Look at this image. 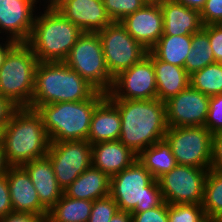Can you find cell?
I'll use <instances>...</instances> for the list:
<instances>
[{
  "label": "cell",
  "mask_w": 222,
  "mask_h": 222,
  "mask_svg": "<svg viewBox=\"0 0 222 222\" xmlns=\"http://www.w3.org/2000/svg\"><path fill=\"white\" fill-rule=\"evenodd\" d=\"M4 130L5 126L0 125V148H3L4 146Z\"/></svg>",
  "instance_id": "obj_47"
},
{
  "label": "cell",
  "mask_w": 222,
  "mask_h": 222,
  "mask_svg": "<svg viewBox=\"0 0 222 222\" xmlns=\"http://www.w3.org/2000/svg\"><path fill=\"white\" fill-rule=\"evenodd\" d=\"M61 0H38L42 7H55Z\"/></svg>",
  "instance_id": "obj_46"
},
{
  "label": "cell",
  "mask_w": 222,
  "mask_h": 222,
  "mask_svg": "<svg viewBox=\"0 0 222 222\" xmlns=\"http://www.w3.org/2000/svg\"><path fill=\"white\" fill-rule=\"evenodd\" d=\"M37 10L38 7L30 0H0V37L26 43Z\"/></svg>",
  "instance_id": "obj_15"
},
{
  "label": "cell",
  "mask_w": 222,
  "mask_h": 222,
  "mask_svg": "<svg viewBox=\"0 0 222 222\" xmlns=\"http://www.w3.org/2000/svg\"><path fill=\"white\" fill-rule=\"evenodd\" d=\"M106 97L97 91L90 99L41 105L37 111L50 142L87 140L93 111Z\"/></svg>",
  "instance_id": "obj_5"
},
{
  "label": "cell",
  "mask_w": 222,
  "mask_h": 222,
  "mask_svg": "<svg viewBox=\"0 0 222 222\" xmlns=\"http://www.w3.org/2000/svg\"><path fill=\"white\" fill-rule=\"evenodd\" d=\"M216 221H217V222H222V214L219 215V216L216 218Z\"/></svg>",
  "instance_id": "obj_50"
},
{
  "label": "cell",
  "mask_w": 222,
  "mask_h": 222,
  "mask_svg": "<svg viewBox=\"0 0 222 222\" xmlns=\"http://www.w3.org/2000/svg\"><path fill=\"white\" fill-rule=\"evenodd\" d=\"M200 18L203 26L219 24L222 21V0H206Z\"/></svg>",
  "instance_id": "obj_36"
},
{
  "label": "cell",
  "mask_w": 222,
  "mask_h": 222,
  "mask_svg": "<svg viewBox=\"0 0 222 222\" xmlns=\"http://www.w3.org/2000/svg\"><path fill=\"white\" fill-rule=\"evenodd\" d=\"M13 212L43 214L48 210L40 203L29 174L22 166H10L5 174Z\"/></svg>",
  "instance_id": "obj_18"
},
{
  "label": "cell",
  "mask_w": 222,
  "mask_h": 222,
  "mask_svg": "<svg viewBox=\"0 0 222 222\" xmlns=\"http://www.w3.org/2000/svg\"><path fill=\"white\" fill-rule=\"evenodd\" d=\"M13 212L6 175L0 177V218Z\"/></svg>",
  "instance_id": "obj_39"
},
{
  "label": "cell",
  "mask_w": 222,
  "mask_h": 222,
  "mask_svg": "<svg viewBox=\"0 0 222 222\" xmlns=\"http://www.w3.org/2000/svg\"><path fill=\"white\" fill-rule=\"evenodd\" d=\"M201 205L207 218L216 219L222 214V171L209 169Z\"/></svg>",
  "instance_id": "obj_30"
},
{
  "label": "cell",
  "mask_w": 222,
  "mask_h": 222,
  "mask_svg": "<svg viewBox=\"0 0 222 222\" xmlns=\"http://www.w3.org/2000/svg\"><path fill=\"white\" fill-rule=\"evenodd\" d=\"M108 99L149 100L157 98V85L152 60L146 55L129 69L114 77Z\"/></svg>",
  "instance_id": "obj_13"
},
{
  "label": "cell",
  "mask_w": 222,
  "mask_h": 222,
  "mask_svg": "<svg viewBox=\"0 0 222 222\" xmlns=\"http://www.w3.org/2000/svg\"><path fill=\"white\" fill-rule=\"evenodd\" d=\"M39 61L26 43H18L0 68V95L17 107H30Z\"/></svg>",
  "instance_id": "obj_7"
},
{
  "label": "cell",
  "mask_w": 222,
  "mask_h": 222,
  "mask_svg": "<svg viewBox=\"0 0 222 222\" xmlns=\"http://www.w3.org/2000/svg\"><path fill=\"white\" fill-rule=\"evenodd\" d=\"M204 222H217L216 219L207 218Z\"/></svg>",
  "instance_id": "obj_49"
},
{
  "label": "cell",
  "mask_w": 222,
  "mask_h": 222,
  "mask_svg": "<svg viewBox=\"0 0 222 222\" xmlns=\"http://www.w3.org/2000/svg\"><path fill=\"white\" fill-rule=\"evenodd\" d=\"M83 31L55 7L37 10L26 44L39 62H64Z\"/></svg>",
  "instance_id": "obj_2"
},
{
  "label": "cell",
  "mask_w": 222,
  "mask_h": 222,
  "mask_svg": "<svg viewBox=\"0 0 222 222\" xmlns=\"http://www.w3.org/2000/svg\"><path fill=\"white\" fill-rule=\"evenodd\" d=\"M191 46L184 63V68L189 75L215 62L208 34L203 29L192 34Z\"/></svg>",
  "instance_id": "obj_28"
},
{
  "label": "cell",
  "mask_w": 222,
  "mask_h": 222,
  "mask_svg": "<svg viewBox=\"0 0 222 222\" xmlns=\"http://www.w3.org/2000/svg\"><path fill=\"white\" fill-rule=\"evenodd\" d=\"M18 107L8 98L0 95V125L6 126Z\"/></svg>",
  "instance_id": "obj_41"
},
{
  "label": "cell",
  "mask_w": 222,
  "mask_h": 222,
  "mask_svg": "<svg viewBox=\"0 0 222 222\" xmlns=\"http://www.w3.org/2000/svg\"><path fill=\"white\" fill-rule=\"evenodd\" d=\"M110 222H132V215L130 212L118 210Z\"/></svg>",
  "instance_id": "obj_44"
},
{
  "label": "cell",
  "mask_w": 222,
  "mask_h": 222,
  "mask_svg": "<svg viewBox=\"0 0 222 222\" xmlns=\"http://www.w3.org/2000/svg\"><path fill=\"white\" fill-rule=\"evenodd\" d=\"M119 110V141L137 155L165 138L168 129L165 102L149 100L109 99Z\"/></svg>",
  "instance_id": "obj_1"
},
{
  "label": "cell",
  "mask_w": 222,
  "mask_h": 222,
  "mask_svg": "<svg viewBox=\"0 0 222 222\" xmlns=\"http://www.w3.org/2000/svg\"><path fill=\"white\" fill-rule=\"evenodd\" d=\"M190 86L206 96L222 94V64L214 62L190 75Z\"/></svg>",
  "instance_id": "obj_29"
},
{
  "label": "cell",
  "mask_w": 222,
  "mask_h": 222,
  "mask_svg": "<svg viewBox=\"0 0 222 222\" xmlns=\"http://www.w3.org/2000/svg\"><path fill=\"white\" fill-rule=\"evenodd\" d=\"M106 12L114 22L140 10L149 0H102Z\"/></svg>",
  "instance_id": "obj_32"
},
{
  "label": "cell",
  "mask_w": 222,
  "mask_h": 222,
  "mask_svg": "<svg viewBox=\"0 0 222 222\" xmlns=\"http://www.w3.org/2000/svg\"><path fill=\"white\" fill-rule=\"evenodd\" d=\"M0 222H50L49 214H31L12 212L9 215L0 218Z\"/></svg>",
  "instance_id": "obj_38"
},
{
  "label": "cell",
  "mask_w": 222,
  "mask_h": 222,
  "mask_svg": "<svg viewBox=\"0 0 222 222\" xmlns=\"http://www.w3.org/2000/svg\"><path fill=\"white\" fill-rule=\"evenodd\" d=\"M121 117L118 108L105 97L95 108L91 117L87 141L93 145L119 140Z\"/></svg>",
  "instance_id": "obj_22"
},
{
  "label": "cell",
  "mask_w": 222,
  "mask_h": 222,
  "mask_svg": "<svg viewBox=\"0 0 222 222\" xmlns=\"http://www.w3.org/2000/svg\"><path fill=\"white\" fill-rule=\"evenodd\" d=\"M147 56L152 60L157 85V98L167 101L190 85V75L184 67L158 60L150 51Z\"/></svg>",
  "instance_id": "obj_23"
},
{
  "label": "cell",
  "mask_w": 222,
  "mask_h": 222,
  "mask_svg": "<svg viewBox=\"0 0 222 222\" xmlns=\"http://www.w3.org/2000/svg\"><path fill=\"white\" fill-rule=\"evenodd\" d=\"M18 44V42L8 39H0V68L3 65L8 53Z\"/></svg>",
  "instance_id": "obj_42"
},
{
  "label": "cell",
  "mask_w": 222,
  "mask_h": 222,
  "mask_svg": "<svg viewBox=\"0 0 222 222\" xmlns=\"http://www.w3.org/2000/svg\"><path fill=\"white\" fill-rule=\"evenodd\" d=\"M178 3H181L189 8L201 11L206 3V0H174Z\"/></svg>",
  "instance_id": "obj_43"
},
{
  "label": "cell",
  "mask_w": 222,
  "mask_h": 222,
  "mask_svg": "<svg viewBox=\"0 0 222 222\" xmlns=\"http://www.w3.org/2000/svg\"><path fill=\"white\" fill-rule=\"evenodd\" d=\"M132 222H169L168 204L163 201L159 206L143 212H132Z\"/></svg>",
  "instance_id": "obj_35"
},
{
  "label": "cell",
  "mask_w": 222,
  "mask_h": 222,
  "mask_svg": "<svg viewBox=\"0 0 222 222\" xmlns=\"http://www.w3.org/2000/svg\"><path fill=\"white\" fill-rule=\"evenodd\" d=\"M55 8L83 32L97 33L113 22L102 0H61Z\"/></svg>",
  "instance_id": "obj_17"
},
{
  "label": "cell",
  "mask_w": 222,
  "mask_h": 222,
  "mask_svg": "<svg viewBox=\"0 0 222 222\" xmlns=\"http://www.w3.org/2000/svg\"><path fill=\"white\" fill-rule=\"evenodd\" d=\"M93 201L75 199L64 193L48 211L50 222H88Z\"/></svg>",
  "instance_id": "obj_27"
},
{
  "label": "cell",
  "mask_w": 222,
  "mask_h": 222,
  "mask_svg": "<svg viewBox=\"0 0 222 222\" xmlns=\"http://www.w3.org/2000/svg\"><path fill=\"white\" fill-rule=\"evenodd\" d=\"M158 2L163 14V35H192L203 28L199 11L174 0Z\"/></svg>",
  "instance_id": "obj_20"
},
{
  "label": "cell",
  "mask_w": 222,
  "mask_h": 222,
  "mask_svg": "<svg viewBox=\"0 0 222 222\" xmlns=\"http://www.w3.org/2000/svg\"><path fill=\"white\" fill-rule=\"evenodd\" d=\"M91 146L92 166L109 177L120 173L137 159V154L119 140L100 142Z\"/></svg>",
  "instance_id": "obj_21"
},
{
  "label": "cell",
  "mask_w": 222,
  "mask_h": 222,
  "mask_svg": "<svg viewBox=\"0 0 222 222\" xmlns=\"http://www.w3.org/2000/svg\"><path fill=\"white\" fill-rule=\"evenodd\" d=\"M64 62L97 91L107 94L111 90L114 78L108 71L98 33L83 32Z\"/></svg>",
  "instance_id": "obj_8"
},
{
  "label": "cell",
  "mask_w": 222,
  "mask_h": 222,
  "mask_svg": "<svg viewBox=\"0 0 222 222\" xmlns=\"http://www.w3.org/2000/svg\"><path fill=\"white\" fill-rule=\"evenodd\" d=\"M137 159L155 180L170 172L177 165L171 146L165 138L142 150L137 155Z\"/></svg>",
  "instance_id": "obj_25"
},
{
  "label": "cell",
  "mask_w": 222,
  "mask_h": 222,
  "mask_svg": "<svg viewBox=\"0 0 222 222\" xmlns=\"http://www.w3.org/2000/svg\"><path fill=\"white\" fill-rule=\"evenodd\" d=\"M32 1L38 8H41V5L38 3V0H30Z\"/></svg>",
  "instance_id": "obj_48"
},
{
  "label": "cell",
  "mask_w": 222,
  "mask_h": 222,
  "mask_svg": "<svg viewBox=\"0 0 222 222\" xmlns=\"http://www.w3.org/2000/svg\"><path fill=\"white\" fill-rule=\"evenodd\" d=\"M46 156L59 187L64 191L92 165V146L87 140L50 142Z\"/></svg>",
  "instance_id": "obj_12"
},
{
  "label": "cell",
  "mask_w": 222,
  "mask_h": 222,
  "mask_svg": "<svg viewBox=\"0 0 222 222\" xmlns=\"http://www.w3.org/2000/svg\"><path fill=\"white\" fill-rule=\"evenodd\" d=\"M169 222H204L207 217L201 204H168Z\"/></svg>",
  "instance_id": "obj_31"
},
{
  "label": "cell",
  "mask_w": 222,
  "mask_h": 222,
  "mask_svg": "<svg viewBox=\"0 0 222 222\" xmlns=\"http://www.w3.org/2000/svg\"><path fill=\"white\" fill-rule=\"evenodd\" d=\"M209 169L177 164L158 179L167 204H202Z\"/></svg>",
  "instance_id": "obj_11"
},
{
  "label": "cell",
  "mask_w": 222,
  "mask_h": 222,
  "mask_svg": "<svg viewBox=\"0 0 222 222\" xmlns=\"http://www.w3.org/2000/svg\"><path fill=\"white\" fill-rule=\"evenodd\" d=\"M10 165L7 163L4 148H0V177L4 176Z\"/></svg>",
  "instance_id": "obj_45"
},
{
  "label": "cell",
  "mask_w": 222,
  "mask_h": 222,
  "mask_svg": "<svg viewBox=\"0 0 222 222\" xmlns=\"http://www.w3.org/2000/svg\"><path fill=\"white\" fill-rule=\"evenodd\" d=\"M50 140L40 113L30 107H18L4 130V153L10 166L44 157Z\"/></svg>",
  "instance_id": "obj_3"
},
{
  "label": "cell",
  "mask_w": 222,
  "mask_h": 222,
  "mask_svg": "<svg viewBox=\"0 0 222 222\" xmlns=\"http://www.w3.org/2000/svg\"><path fill=\"white\" fill-rule=\"evenodd\" d=\"M97 90L65 62H39L35 71L31 108L57 102L90 99Z\"/></svg>",
  "instance_id": "obj_4"
},
{
  "label": "cell",
  "mask_w": 222,
  "mask_h": 222,
  "mask_svg": "<svg viewBox=\"0 0 222 222\" xmlns=\"http://www.w3.org/2000/svg\"><path fill=\"white\" fill-rule=\"evenodd\" d=\"M117 211V204L110 195L96 199L93 201L88 222H110Z\"/></svg>",
  "instance_id": "obj_33"
},
{
  "label": "cell",
  "mask_w": 222,
  "mask_h": 222,
  "mask_svg": "<svg viewBox=\"0 0 222 222\" xmlns=\"http://www.w3.org/2000/svg\"><path fill=\"white\" fill-rule=\"evenodd\" d=\"M63 193L70 198L90 201L106 197L110 195V177L91 165Z\"/></svg>",
  "instance_id": "obj_24"
},
{
  "label": "cell",
  "mask_w": 222,
  "mask_h": 222,
  "mask_svg": "<svg viewBox=\"0 0 222 222\" xmlns=\"http://www.w3.org/2000/svg\"><path fill=\"white\" fill-rule=\"evenodd\" d=\"M102 43L106 65L114 78L142 60L148 50L137 42L120 22H112L97 32Z\"/></svg>",
  "instance_id": "obj_10"
},
{
  "label": "cell",
  "mask_w": 222,
  "mask_h": 222,
  "mask_svg": "<svg viewBox=\"0 0 222 222\" xmlns=\"http://www.w3.org/2000/svg\"><path fill=\"white\" fill-rule=\"evenodd\" d=\"M210 97L190 85L165 101L168 127L205 126Z\"/></svg>",
  "instance_id": "obj_14"
},
{
  "label": "cell",
  "mask_w": 222,
  "mask_h": 222,
  "mask_svg": "<svg viewBox=\"0 0 222 222\" xmlns=\"http://www.w3.org/2000/svg\"><path fill=\"white\" fill-rule=\"evenodd\" d=\"M202 29L208 34L215 62L222 64V27L219 24H209Z\"/></svg>",
  "instance_id": "obj_37"
},
{
  "label": "cell",
  "mask_w": 222,
  "mask_h": 222,
  "mask_svg": "<svg viewBox=\"0 0 222 222\" xmlns=\"http://www.w3.org/2000/svg\"><path fill=\"white\" fill-rule=\"evenodd\" d=\"M165 139L177 164L210 169L213 134L205 126L168 127Z\"/></svg>",
  "instance_id": "obj_9"
},
{
  "label": "cell",
  "mask_w": 222,
  "mask_h": 222,
  "mask_svg": "<svg viewBox=\"0 0 222 222\" xmlns=\"http://www.w3.org/2000/svg\"><path fill=\"white\" fill-rule=\"evenodd\" d=\"M205 127L212 134L222 132V94L210 97Z\"/></svg>",
  "instance_id": "obj_34"
},
{
  "label": "cell",
  "mask_w": 222,
  "mask_h": 222,
  "mask_svg": "<svg viewBox=\"0 0 222 222\" xmlns=\"http://www.w3.org/2000/svg\"><path fill=\"white\" fill-rule=\"evenodd\" d=\"M110 196L118 210L130 213L152 209L164 201L158 180L138 159L110 177Z\"/></svg>",
  "instance_id": "obj_6"
},
{
  "label": "cell",
  "mask_w": 222,
  "mask_h": 222,
  "mask_svg": "<svg viewBox=\"0 0 222 222\" xmlns=\"http://www.w3.org/2000/svg\"><path fill=\"white\" fill-rule=\"evenodd\" d=\"M192 35H162L149 50L158 60L184 67L191 50Z\"/></svg>",
  "instance_id": "obj_26"
},
{
  "label": "cell",
  "mask_w": 222,
  "mask_h": 222,
  "mask_svg": "<svg viewBox=\"0 0 222 222\" xmlns=\"http://www.w3.org/2000/svg\"><path fill=\"white\" fill-rule=\"evenodd\" d=\"M211 170L222 171V132L213 134Z\"/></svg>",
  "instance_id": "obj_40"
},
{
  "label": "cell",
  "mask_w": 222,
  "mask_h": 222,
  "mask_svg": "<svg viewBox=\"0 0 222 222\" xmlns=\"http://www.w3.org/2000/svg\"><path fill=\"white\" fill-rule=\"evenodd\" d=\"M22 167L29 174L40 203L49 211L63 194L49 158L44 156L34 159L24 163Z\"/></svg>",
  "instance_id": "obj_19"
},
{
  "label": "cell",
  "mask_w": 222,
  "mask_h": 222,
  "mask_svg": "<svg viewBox=\"0 0 222 222\" xmlns=\"http://www.w3.org/2000/svg\"><path fill=\"white\" fill-rule=\"evenodd\" d=\"M120 23L148 51L163 35V14L158 1H149L140 10L122 19Z\"/></svg>",
  "instance_id": "obj_16"
}]
</instances>
